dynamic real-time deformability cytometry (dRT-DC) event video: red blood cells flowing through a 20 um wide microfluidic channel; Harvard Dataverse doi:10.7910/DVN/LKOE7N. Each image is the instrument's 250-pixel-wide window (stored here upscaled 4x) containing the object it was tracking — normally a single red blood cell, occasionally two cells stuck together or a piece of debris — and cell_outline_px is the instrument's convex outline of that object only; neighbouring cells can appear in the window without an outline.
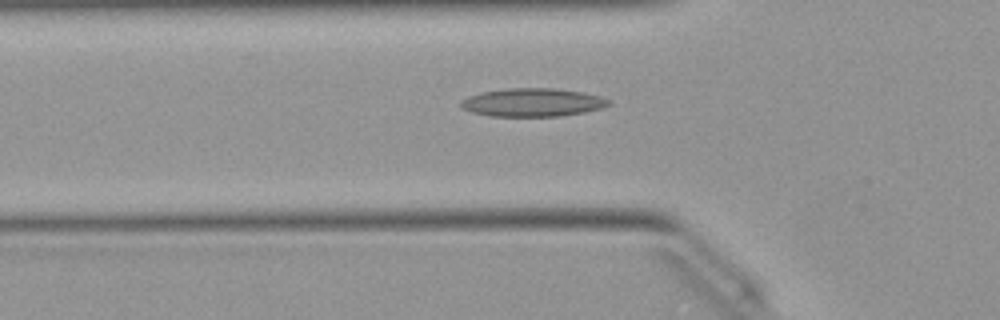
{"species": "Egyptian fruit bat (a non-hibernating species)", "species_latin": "Rousettus aegyptiacus", "temperature_condition": "warm", "stored_images_in_passage": 44, "camera_frame_rate_fps": 3000, "um_per_image_px": 0.085, "animal": {"sex": "female"}, "frame": {"image": 1, "passage_image": 16, "time_ms": 5.0, "image_size_px": [1000, 320], "cell_outline_px": [[612, 104], [600, 108], [584, 112], [560, 116], [488, 116], [472, 112], [464, 108], [460, 104], [460, 100], [468, 96], [480, 92], [504, 88], [556, 88], [584, 92], [600, 96], [612, 100]], "centroid_in_image_um": [45.28, 8.69], "position_along_channel_um": 80.5, "area_um2": 24.57}}
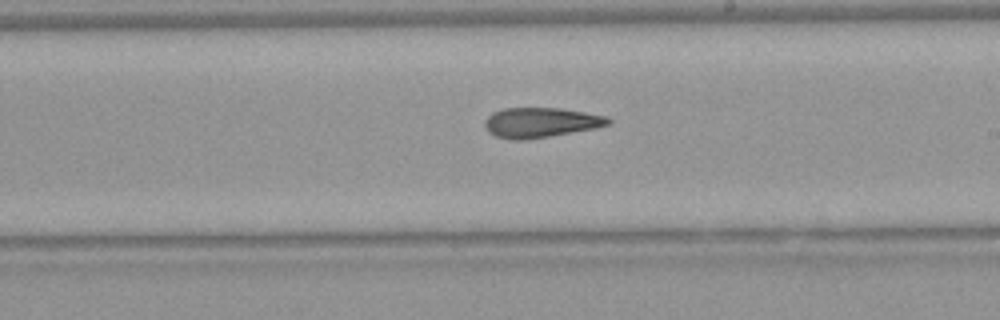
{"frame": {"image": 2, "passage_image": 28, "time_ms": 9.0, "image_size_px": [1000, 320], "cell_outline_px": [[612, 120], [608, 124], [596, 128], [524, 140], [512, 140], [496, 136], [488, 132], [484, 124], [484, 120], [492, 112], [504, 108], [560, 108], [608, 116]], "centroid_in_image_um": [45.94, 10.41], "position_along_channel_um": 243.1, "area_um2": 21.5}}
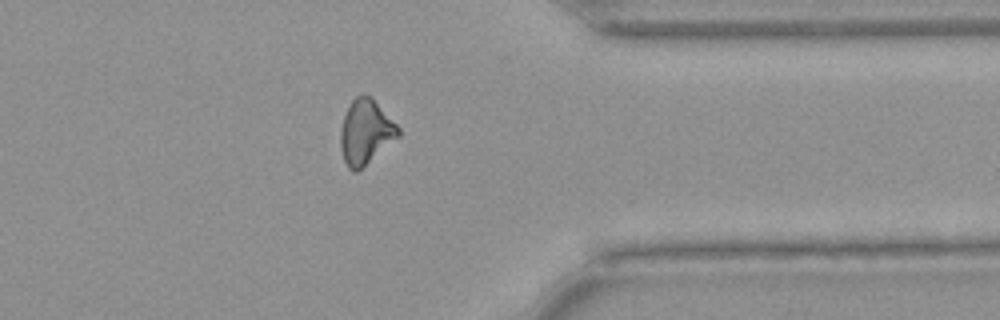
{"frame": {"image": 3, "passage_image": 39, "time_ms": 12.667, "image_size_px": [1000, 320], "cell_outline_px": [[400, 136], [356, 172], [352, 172], [348, 168], [344, 160], [340, 148], [340, 132], [344, 116], [352, 100], [356, 96], [364, 92], [372, 96], [400, 128]], "centroid_in_image_um": [31.08, 11.19], "position_along_channel_um": 380.3, "area_um2": 21.85}, "authors_computed_cell_mechanics": {"area_um2": 21.9351, "velocity_mm_per_s": 4.0508, "shape_relaxation_time_tau1_ms": null, "shape_relaxation_time_tau2_ms": 5.1465, "deformation_change_tau1": null, "deformation_change_tau2": 0.1615}}